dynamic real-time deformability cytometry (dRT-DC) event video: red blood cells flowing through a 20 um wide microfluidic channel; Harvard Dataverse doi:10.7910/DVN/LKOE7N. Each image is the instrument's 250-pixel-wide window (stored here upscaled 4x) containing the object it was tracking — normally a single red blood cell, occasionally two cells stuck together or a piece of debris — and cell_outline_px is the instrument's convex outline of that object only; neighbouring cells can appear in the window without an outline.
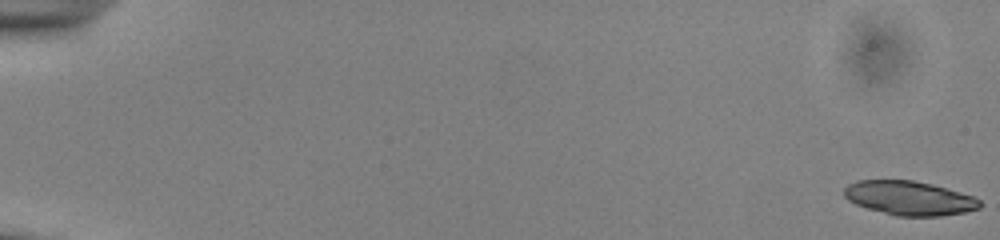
{"species": "common noctule bat (a hibernating species)", "species_latin": "Nyctalus noctula", "temperature_condition": "cold", "stored_images_in_passage": 54, "segment_of_instrument_passage": [1, 2], "camera_frame_rate_fps": 3000, "um_per_image_px": 0.085, "animal": {"sex": "male", "body_mass_g": 13.0, "forearm_length_mm": 53.1}, "frame": {"image": 1, "passage_image": 1, "time_ms": 0.0, "image_size_px": [1000, 240], "cell_outline_px": [[984, 204], [980, 208], [964, 212], [940, 216], [896, 216], [868, 208], [856, 204], [848, 200], [844, 196], [844, 188], [848, 184], [856, 180], [912, 180], [932, 184], [960, 192], [972, 196], [980, 200]], "centroid_in_image_um": [77.3, 16.83], "position_along_channel_um": 7.7, "area_um2": 26.99}}
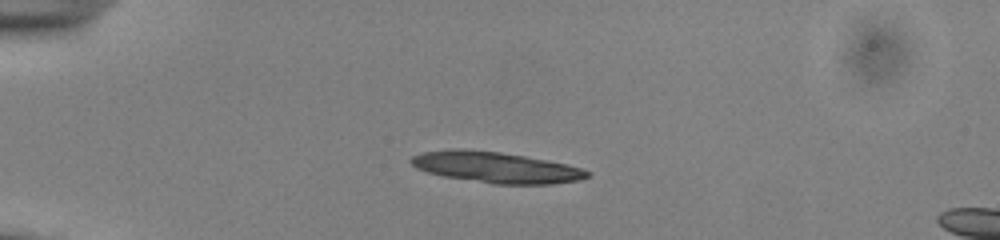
{"frame": {"image": 2, "passage_image": 15, "time_ms": 4.667, "image_size_px": [1000, 240], "cell_outline_px": [[592, 172], [588, 176], [580, 180], [552, 184], [492, 184], [444, 176], [428, 172], [416, 168], [408, 160], [412, 156], [424, 152], [452, 148], [460, 148], [500, 152], [548, 160], [568, 164]], "centroid_in_image_um": [42.16, 14.22], "position_along_channel_um": 42.8, "area_um2": 31.85}}